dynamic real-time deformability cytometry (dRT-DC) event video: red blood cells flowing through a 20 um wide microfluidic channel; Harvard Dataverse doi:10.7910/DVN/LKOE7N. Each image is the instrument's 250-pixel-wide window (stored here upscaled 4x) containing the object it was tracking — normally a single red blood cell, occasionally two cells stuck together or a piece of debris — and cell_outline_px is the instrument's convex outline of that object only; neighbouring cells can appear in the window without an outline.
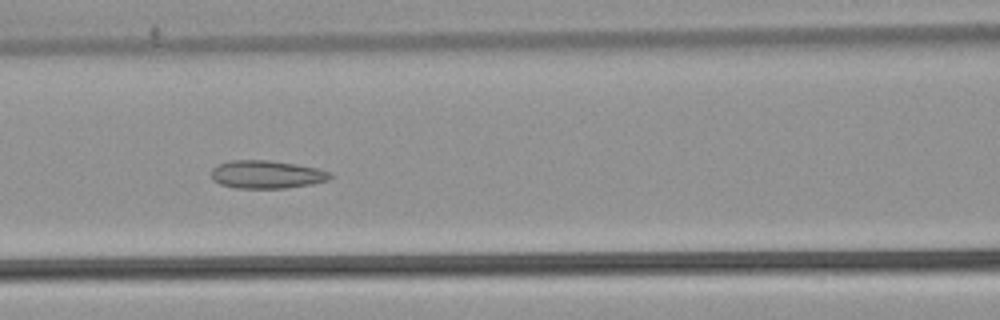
{"species": "common noctule bat (a hibernating species)", "species_latin": "Nyctalus noctula", "temperature_condition": "warm", "stored_images_in_passage": 55, "camera_frame_rate_fps": 3000, "um_per_image_px": 0.085, "animal": {"sex": "male", "body_mass_g": 21.5, "forearm_length_mm": 52.0}, "frame": {"image": 1, "passage_image": 25, "time_ms": 8.0, "image_size_px": [1000, 320], "cell_outline_px": [[336, 176], [328, 180], [312, 184], [284, 188], [236, 188], [220, 184], [212, 180], [212, 168], [216, 164], [232, 160], [268, 160], [296, 164], [316, 168], [328, 172]], "centroid_in_image_um": [22.65, 14.83], "position_along_channel_um": 143.9, "area_um2": 19.48}}
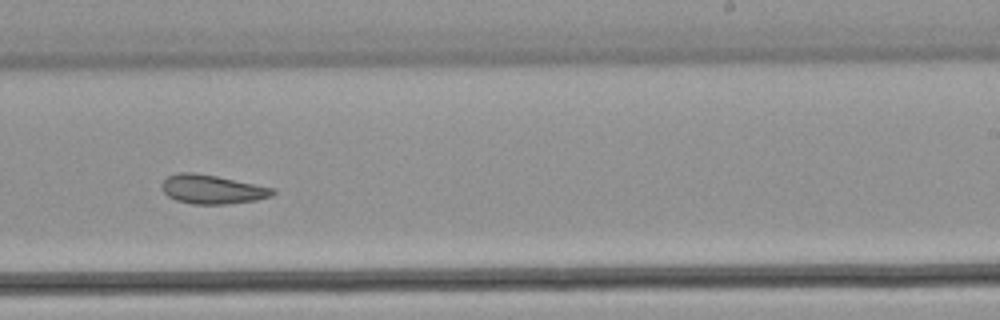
{"frame": {"image": 2, "passage_image": 35, "time_ms": 11.333, "image_size_px": [1000, 320], "cell_outline_px": [[276, 192], [272, 196], [256, 200], [224, 204], [192, 204], [176, 200], [168, 196], [164, 192], [160, 184], [168, 176], [176, 172], [192, 172], [216, 176], [276, 188]], "centroid_in_image_um": [18.04, 16.09], "position_along_channel_um": 271.0, "area_um2": 18.79}}
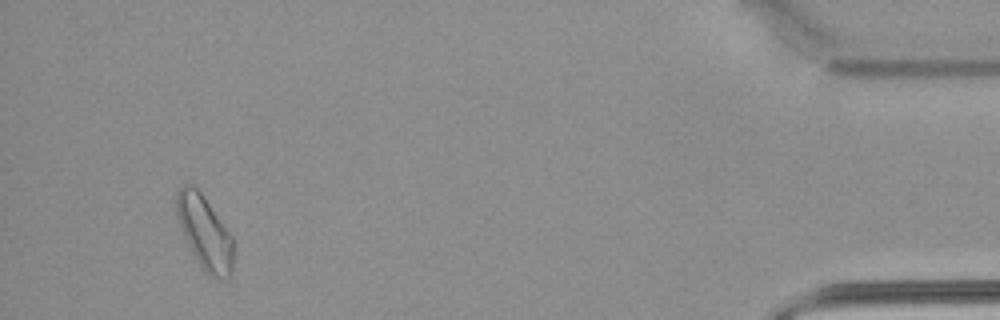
{"frame": {"image": 3, "passage_image": 52, "time_ms": 17.0, "image_size_px": [1000, 320], "cell_outline_px": [[232, 268], [228, 280], [208, 276], [204, 272], [196, 260], [192, 252], [180, 224], [176, 212], [176, 192], [184, 184], [192, 184], [200, 192], [232, 236]], "centroid_in_image_um": [17.39, 19.79], "position_along_channel_um": 417.8, "area_um2": 23.87}, "authors_computed_cell_mechanics": {"area_um2": 21.6172, "velocity_mm_per_s": 3.8196, "shape_relaxation_time_tau1_ms": null, "shape_relaxation_time_tau2_ms": 4.5976, "deformation_change_tau1": null, "deformation_change_tau2": 0.1043}}